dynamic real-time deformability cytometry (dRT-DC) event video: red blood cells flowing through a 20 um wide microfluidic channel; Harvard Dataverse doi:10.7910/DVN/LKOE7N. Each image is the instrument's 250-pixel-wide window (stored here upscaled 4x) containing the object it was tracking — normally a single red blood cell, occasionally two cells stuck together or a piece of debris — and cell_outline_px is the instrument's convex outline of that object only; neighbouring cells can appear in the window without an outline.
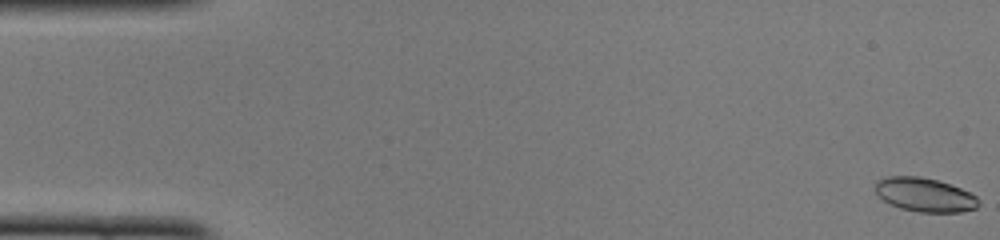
{"species": "common noctule bat (a hibernating species)", "species_latin": "Nyctalus noctula", "temperature_condition": "cold", "stored_images_in_passage": 49, "camera_frame_rate_fps": 3000, "um_per_image_px": 0.085, "animal": {"sex": "female", "body_mass_g": 22.0, "forearm_length_mm": 56.7}, "frame": {"image": 1, "passage_image": 1, "time_ms": 0.0, "image_size_px": [1000, 240], "cell_outline_px": [[980, 204], [976, 208], [960, 212], [920, 212], [900, 208], [888, 204], [876, 192], [876, 180], [888, 176], [920, 176], [936, 180], [960, 188], [976, 196], [980, 200]], "centroid_in_image_um": [78.6, 16.56], "position_along_channel_um": 6.4, "area_um2": 20.35}}
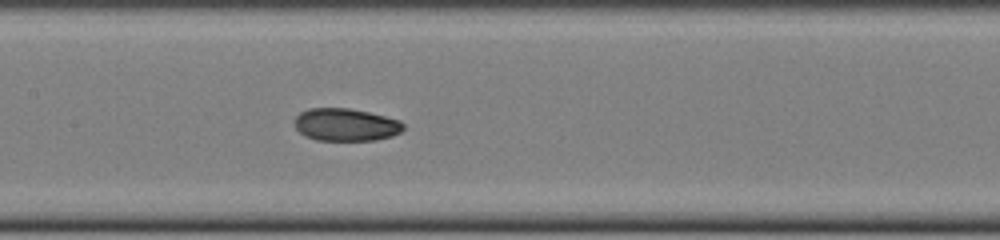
{"frame": {"image": 2, "passage_image": 24, "time_ms": 7.667, "image_size_px": [1000, 240], "cell_outline_px": [[404, 128], [400, 132], [392, 136], [376, 140], [316, 140], [304, 136], [296, 128], [296, 116], [300, 112], [308, 108], [348, 108], [368, 112], [400, 120], [404, 124]], "centroid_in_image_um": [29.39, 10.6], "position_along_channel_um": 178.0, "area_um2": 20.63}}
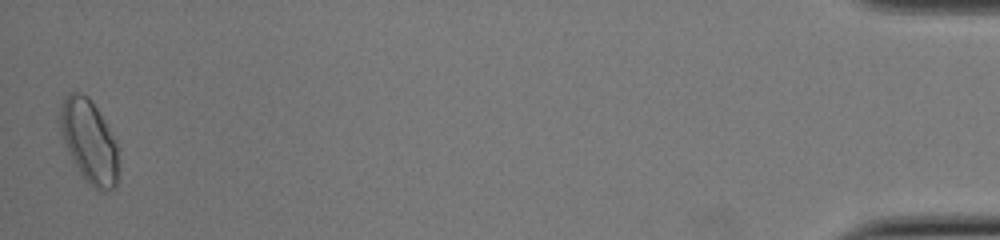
{"frame": {"image": 3, "passage_image": 49, "time_ms": 16.0, "image_size_px": [1000, 240], "cell_outline_px": [[120, 148], [116, 188], [104, 192], [92, 188], [88, 184], [80, 172], [68, 148], [60, 128], [60, 112], [64, 100], [68, 92], [80, 92], [88, 96], [104, 120]], "centroid_in_image_um": [7.64, 12.05], "position_along_channel_um": 427.6, "area_um2": 28.09}, "authors_computed_cell_mechanics": {"area_um2": 21.1548, "velocity_mm_per_s": 4.097, "shape_relaxation_time_tau1_ms": 6.8018, "shape_relaxation_time_tau2_ms": 3.8062, "deformation_change_tau1": 0.1724, "deformation_change_tau2": 0.0797}}